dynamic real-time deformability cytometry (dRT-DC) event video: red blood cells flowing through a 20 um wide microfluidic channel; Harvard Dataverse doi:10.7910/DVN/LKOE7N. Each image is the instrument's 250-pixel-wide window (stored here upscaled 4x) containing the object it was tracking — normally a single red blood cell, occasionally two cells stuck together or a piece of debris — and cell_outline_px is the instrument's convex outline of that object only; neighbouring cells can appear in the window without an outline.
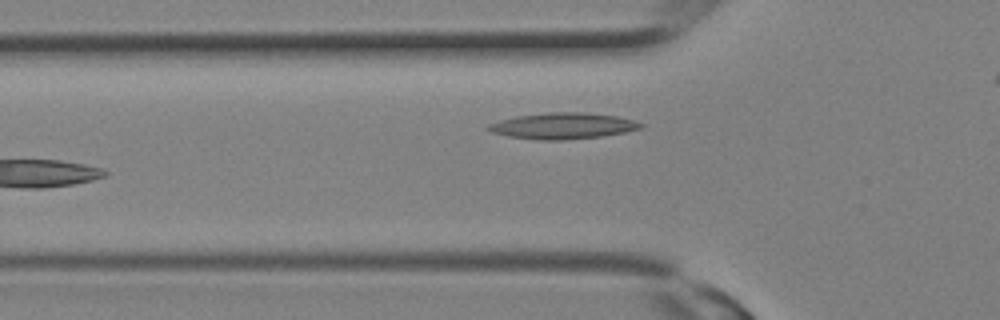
{"species": "Egyptian fruit bat (a non-hibernating species)", "species_latin": "Rousettus aegyptiacus", "temperature_condition": "room temperature", "stored_images_in_passage": 11, "camera_frame_rate_fps": 3000, "um_per_image_px": 0.085, "animal": {"sex": "female"}, "frame": {"image": 1, "passage_image": 11, "time_ms": 3.333, "image_size_px": [1000, 320], "cell_outline_px": [[644, 128], [604, 136], [564, 140], [536, 140], [508, 136], [492, 132], [484, 128], [488, 124], [500, 120], [516, 116], [548, 112], [580, 112], [616, 116], [632, 120], [644, 124]], "centroid_in_image_um": [47.82, 10.7], "position_along_channel_um": 78.0, "area_um2": 23.29}}